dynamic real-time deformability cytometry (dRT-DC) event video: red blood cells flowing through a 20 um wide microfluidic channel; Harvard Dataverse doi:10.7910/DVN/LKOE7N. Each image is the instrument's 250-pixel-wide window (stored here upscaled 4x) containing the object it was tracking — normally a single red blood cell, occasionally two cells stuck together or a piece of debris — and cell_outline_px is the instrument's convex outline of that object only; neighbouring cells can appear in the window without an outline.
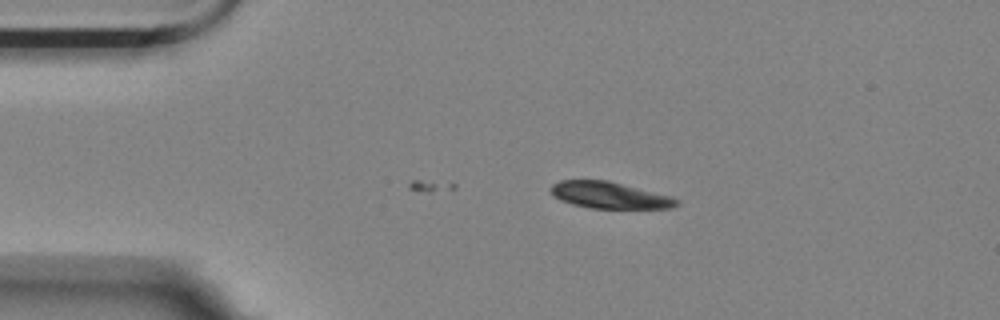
{"species": "Egyptian fruit bat (a non-hibernating species)", "species_latin": "Rousettus aegyptiacus", "temperature_condition": "room temperature", "stored_images_in_passage": 15, "camera_frame_rate_fps": 3000, "um_per_image_px": 0.085, "animal": {"sex": "female"}, "frame": {"image": 1, "passage_image": 15, "time_ms": 4.667, "image_size_px": [1000, 320], "cell_outline_px": [[680, 204], [672, 208], [592, 208], [572, 204], [560, 200], [552, 196], [548, 188], [552, 184], [560, 180], [608, 180], [672, 196], [680, 200]], "centroid_in_image_um": [51.8, 16.58], "position_along_channel_um": 33.2, "area_um2": 19.71}}